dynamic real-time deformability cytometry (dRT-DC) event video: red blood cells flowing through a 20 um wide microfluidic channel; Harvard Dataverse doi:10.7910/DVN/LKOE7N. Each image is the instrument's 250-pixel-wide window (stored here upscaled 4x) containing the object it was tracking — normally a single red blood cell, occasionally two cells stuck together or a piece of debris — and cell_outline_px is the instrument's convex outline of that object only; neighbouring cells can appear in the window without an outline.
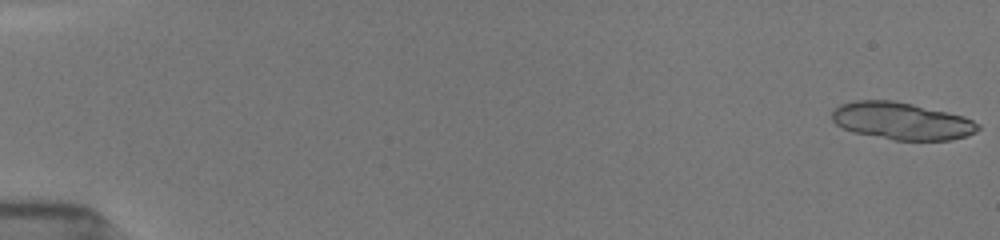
{"species": "common noctule bat (a hibernating species)", "species_latin": "Nyctalus noctula", "temperature_condition": "room temperature", "stored_images_in_passage": 15, "segment_of_instrument_passage": [1, 2], "camera_frame_rate_fps": 3000, "um_per_image_px": 0.085, "animal": {"sex": "female", "body_mass_g": 19.5, "forearm_length_mm": 54.1}, "frame": {"image": 1, "passage_image": 1, "time_ms": 0.0, "image_size_px": [1000, 240], "cell_outline_px": [[980, 128], [976, 132], [968, 136], [952, 140], [892, 140], [856, 132], [844, 128], [836, 124], [832, 120], [832, 112], [840, 104], [856, 100], [892, 100], [912, 104], [964, 116], [980, 124]], "centroid_in_image_um": [76.68, 10.29], "position_along_channel_um": 8.3, "area_um2": 31.62}}